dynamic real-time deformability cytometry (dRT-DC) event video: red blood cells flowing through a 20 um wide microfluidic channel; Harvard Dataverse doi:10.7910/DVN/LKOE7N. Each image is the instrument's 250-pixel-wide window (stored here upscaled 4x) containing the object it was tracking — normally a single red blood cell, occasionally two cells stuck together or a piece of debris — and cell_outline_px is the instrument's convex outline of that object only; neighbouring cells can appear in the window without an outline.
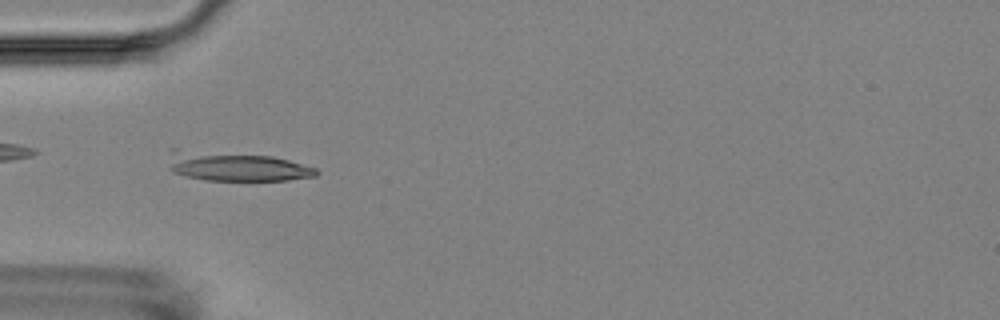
{"species": "Egyptian fruit bat (a non-hibernating species)", "species_latin": "Rousettus aegyptiacus", "temperature_condition": "room temperature", "stored_images_in_passage": 6, "camera_frame_rate_fps": 3000, "um_per_image_px": 0.085, "animal": {"sex": "female"}, "frame": {"image": 1, "passage_image": 5, "time_ms": 4.667, "image_size_px": [1000, 320], "cell_outline_px": [[320, 172], [316, 176], [288, 180], [204, 180], [172, 172], [168, 168], [172, 148], [176, 148], [272, 156], [288, 160], [316, 168]], "centroid_in_image_um": [20.04, 14.13], "position_along_channel_um": 65.0, "area_um2": 25.26}}